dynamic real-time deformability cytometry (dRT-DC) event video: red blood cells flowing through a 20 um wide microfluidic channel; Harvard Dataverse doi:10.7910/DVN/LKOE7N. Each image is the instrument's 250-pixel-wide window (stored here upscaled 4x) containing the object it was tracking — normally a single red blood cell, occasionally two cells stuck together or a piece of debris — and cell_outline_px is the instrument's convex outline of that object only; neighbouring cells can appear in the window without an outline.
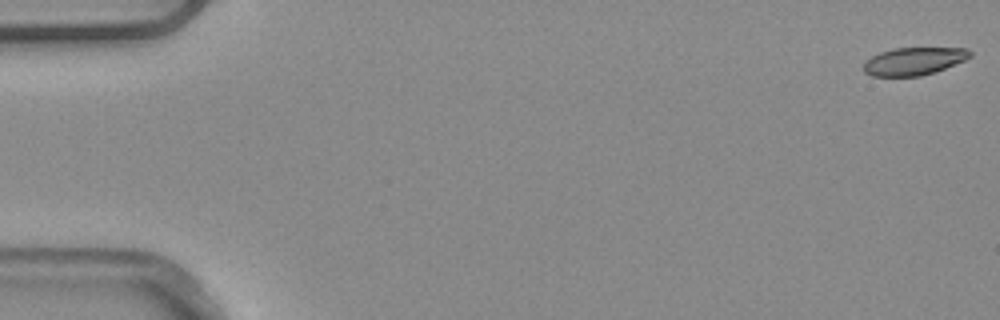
{"species": "common noctule bat (a hibernating species)", "species_latin": "Nyctalus noctula", "temperature_condition": "warm", "stored_images_in_passage": 6, "camera_frame_rate_fps": 3000, "um_per_image_px": 0.085, "animal": {"sex": "male", "body_mass_g": 20.4}, "frame": {"image": 1, "passage_image": 1, "time_ms": 0.0, "image_size_px": [1000, 320], "cell_outline_px": [[972, 56], [964, 60], [936, 72], [920, 76], [872, 76], [864, 72], [864, 60], [880, 52], [892, 48], [968, 48], [972, 52]], "centroid_in_image_um": [77.67, 5.2], "position_along_channel_um": 7.3, "area_um2": 17.28}}